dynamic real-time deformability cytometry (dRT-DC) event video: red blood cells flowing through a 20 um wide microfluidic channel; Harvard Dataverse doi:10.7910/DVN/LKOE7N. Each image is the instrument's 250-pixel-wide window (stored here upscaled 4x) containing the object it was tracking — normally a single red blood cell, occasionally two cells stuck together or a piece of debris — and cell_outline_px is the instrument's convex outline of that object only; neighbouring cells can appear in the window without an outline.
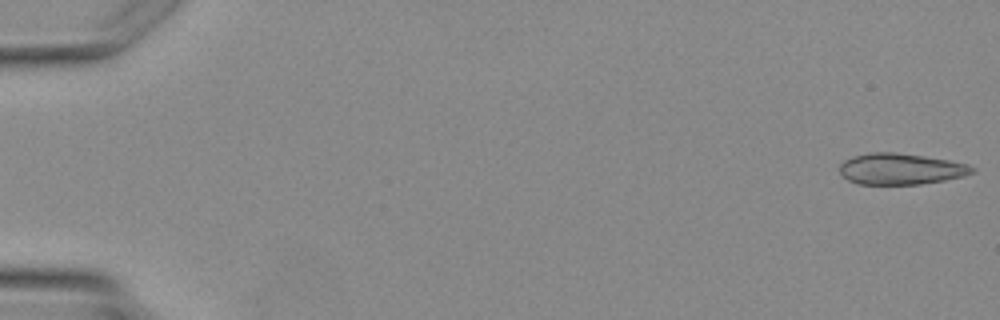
{"species": "Egyptian fruit bat (a non-hibernating species)", "species_latin": "Rousettus aegyptiacus", "temperature_condition": "warm", "stored_images_in_passage": 4, "camera_frame_rate_fps": 3000, "um_per_image_px": 0.085, "animal": {"sex": "female"}, "frame": {"image": 1, "passage_image": 1, "time_ms": 0.0, "image_size_px": [1000, 320], "cell_outline_px": [[976, 172], [964, 176], [944, 180], [920, 184], [856, 184], [848, 180], [840, 172], [840, 164], [844, 160], [856, 156], [872, 152], [896, 152], [924, 156], [948, 160], [968, 164], [976, 168]], "centroid_in_image_um": [76.59, 14.36], "position_along_channel_um": 8.4, "area_um2": 24.04}}